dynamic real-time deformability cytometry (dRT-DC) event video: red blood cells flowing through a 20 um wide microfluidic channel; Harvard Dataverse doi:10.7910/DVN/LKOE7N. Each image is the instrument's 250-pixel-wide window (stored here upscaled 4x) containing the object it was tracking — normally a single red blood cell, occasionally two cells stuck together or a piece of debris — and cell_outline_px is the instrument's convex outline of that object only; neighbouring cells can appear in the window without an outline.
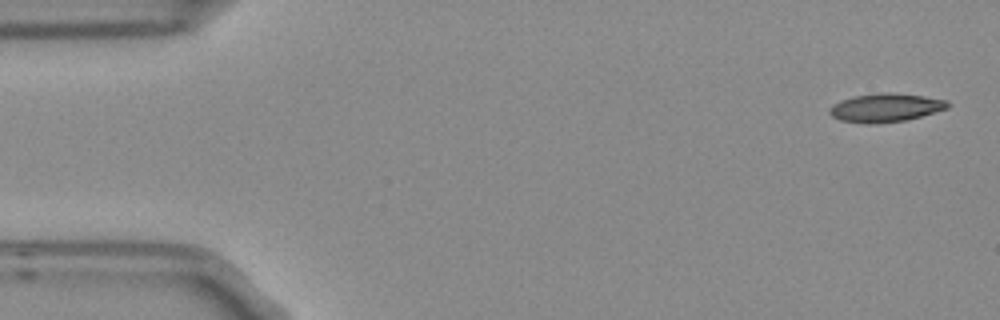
{"species": "Egyptian fruit bat (a non-hibernating species)", "species_latin": "Rousettus aegyptiacus", "temperature_condition": "room temperature", "stored_images_in_passage": 5, "segment_of_instrument_passage": [1, 2], "camera_frame_rate_fps": 3000, "um_per_image_px": 0.085, "frame": {"image": 1, "passage_image": 1, "time_ms": 0.0, "image_size_px": [1000, 320], "cell_outline_px": [[948, 108], [920, 116], [904, 120], [876, 124], [864, 124], [840, 120], [832, 116], [828, 112], [828, 108], [832, 104], [840, 100], [856, 96], [888, 92], [924, 96], [948, 100]], "centroid_in_image_um": [75.23, 9.16], "position_along_channel_um": 9.8, "area_um2": 19.54}}
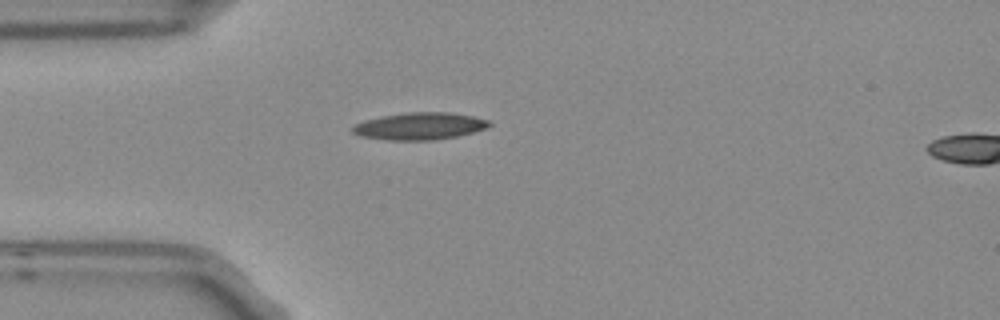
{"frame": {"image": 2, "passage_image": 4, "time_ms": 1.0, "image_size_px": [1000, 320], "cell_outline_px": [[492, 124], [484, 128], [472, 132], [456, 136], [432, 140], [388, 140], [360, 136], [352, 132], [352, 128], [356, 124], [364, 120], [380, 116], [408, 112], [448, 112], [472, 116], [488, 120]], "centroid_in_image_um": [35.63, 10.71], "position_along_channel_um": 49.4, "area_um2": 21.44}}